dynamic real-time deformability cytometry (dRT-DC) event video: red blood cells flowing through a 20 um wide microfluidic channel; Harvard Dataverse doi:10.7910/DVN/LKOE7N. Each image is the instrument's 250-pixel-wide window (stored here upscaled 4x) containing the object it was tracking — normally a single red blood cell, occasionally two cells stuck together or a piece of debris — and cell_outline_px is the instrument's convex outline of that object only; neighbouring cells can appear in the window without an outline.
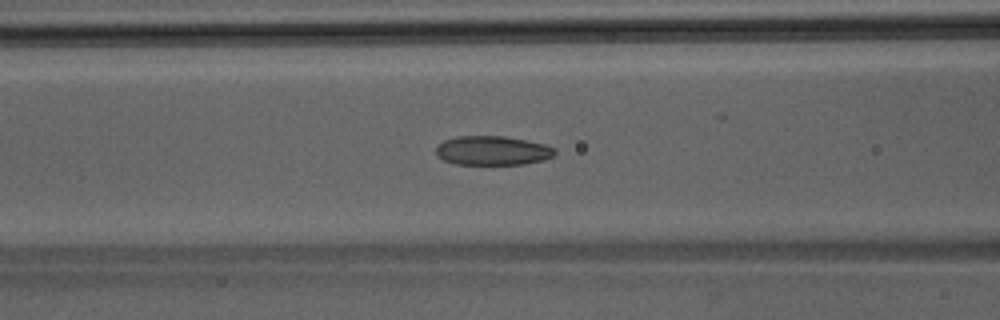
{"species": "Egyptian fruit bat (a non-hibernating species)", "species_latin": "Rousettus aegyptiacus", "temperature_condition": "room temperature", "stored_images_in_passage": 46, "camera_frame_rate_fps": 3000, "um_per_image_px": 0.085, "animal": {"sex": "male"}, "frame": {"image": 1, "passage_image": 19, "time_ms": 6.0, "image_size_px": [1000, 320], "cell_outline_px": [[556, 156], [544, 160], [524, 164], [456, 164], [444, 160], [436, 156], [436, 148], [444, 140], [456, 136], [504, 136], [544, 144], [556, 148]], "centroid_in_image_um": [41.89, 12.8], "position_along_channel_um": 124.7, "area_um2": 20.29}}
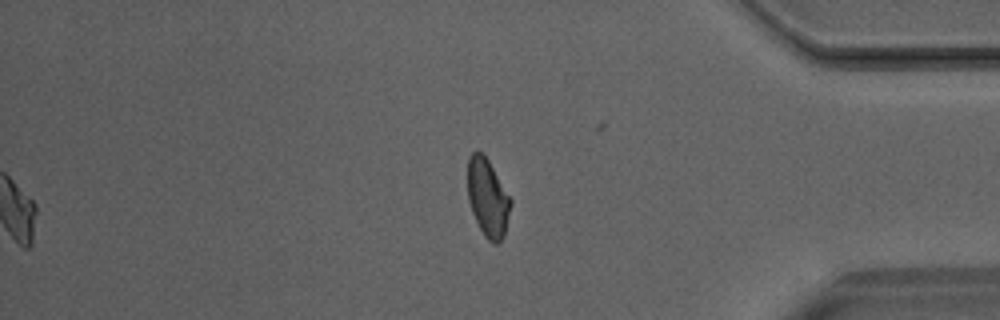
{"frame": {"image": 2, "passage_image": 39, "time_ms": 12.667, "image_size_px": [1000, 320], "cell_outline_px": [[512, 204], [504, 236], [496, 244], [492, 244], [484, 236], [472, 212], [468, 200], [468, 156], [472, 152], [480, 152], [488, 160], [512, 200]], "centroid_in_image_um": [41.46, 16.84], "position_along_channel_um": 393.7, "area_um2": 19.42}}
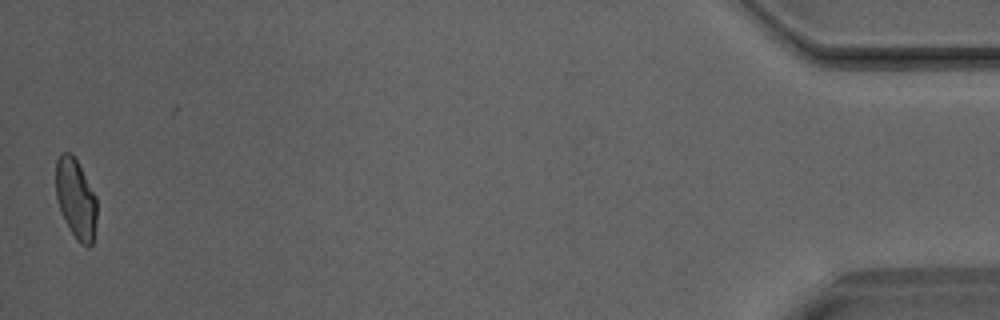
{"frame": {"image": 3, "passage_image": 46, "time_ms": 15.0, "image_size_px": [1000, 320], "cell_outline_px": [[96, 220], [92, 244], [88, 248], [80, 244], [76, 240], [64, 220], [60, 212], [56, 196], [56, 160], [60, 152], [72, 152], [96, 196]], "centroid_in_image_um": [6.43, 16.9], "position_along_channel_um": 428.8, "area_um2": 19.25}}